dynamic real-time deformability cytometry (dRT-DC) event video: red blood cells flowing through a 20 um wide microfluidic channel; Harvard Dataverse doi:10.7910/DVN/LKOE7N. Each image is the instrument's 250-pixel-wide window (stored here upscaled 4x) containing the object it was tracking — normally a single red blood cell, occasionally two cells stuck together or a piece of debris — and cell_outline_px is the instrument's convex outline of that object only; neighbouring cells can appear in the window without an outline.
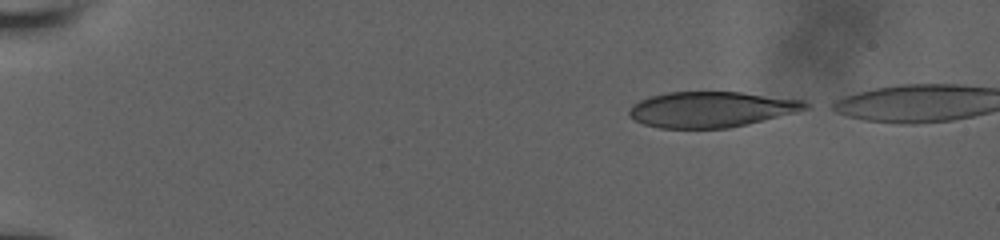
{"species": "human", "species_latin": "Homo sapiens", "temperature_condition": "room temperature", "stored_images_in_passage": 9, "camera_frame_rate_fps": 3000, "um_per_image_px": 0.085, "donor": {"sex": "male"}, "frame": {"image": 1, "passage_image": 1, "time_ms": 0.0, "image_size_px": [1000, 240], "cell_outline_px": [[812, 108], [748, 124], [728, 128], [660, 128], [644, 124], [628, 116], [628, 112], [632, 104], [648, 96], [668, 92], [740, 92], [804, 100]], "centroid_in_image_um": [60.45, 9.29], "position_along_channel_um": 24.6, "area_um2": 36.65}}
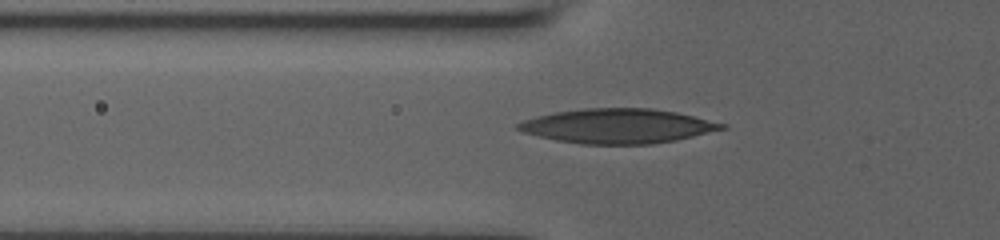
{"frame": {"image": 2, "passage_image": 7, "time_ms": 4.333, "image_size_px": [1000, 240], "cell_outline_px": [[728, 128], [676, 140], [652, 144], [580, 144], [556, 140], [524, 132], [516, 128], [516, 124], [524, 120], [536, 116], [556, 112], [584, 108], [652, 108], [676, 112], [728, 124]], "centroid_in_image_um": [52.54, 10.71], "position_along_channel_um": 73.3, "area_um2": 40.98}}
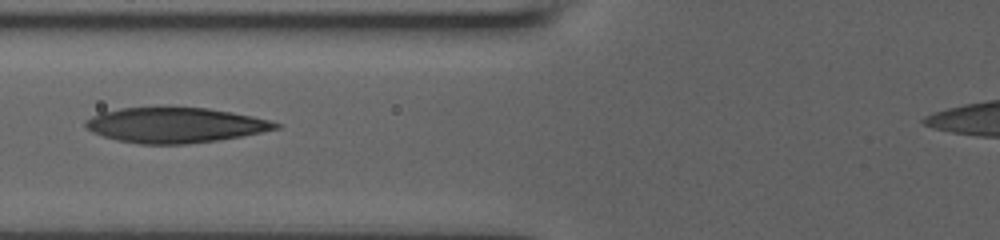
{"frame": {"image": 3, "passage_image": 8, "time_ms": 5.333, "image_size_px": [1000, 240], "cell_outline_px": [[280, 128], [240, 136], [216, 140], [184, 144], [140, 144], [116, 140], [92, 132], [84, 124], [84, 120], [100, 112], [120, 108], [208, 108], [232, 112], [252, 116], [268, 120], [280, 124]], "centroid_in_image_um": [14.84, 10.64], "position_along_channel_um": 111.0, "area_um2": 38.55}}